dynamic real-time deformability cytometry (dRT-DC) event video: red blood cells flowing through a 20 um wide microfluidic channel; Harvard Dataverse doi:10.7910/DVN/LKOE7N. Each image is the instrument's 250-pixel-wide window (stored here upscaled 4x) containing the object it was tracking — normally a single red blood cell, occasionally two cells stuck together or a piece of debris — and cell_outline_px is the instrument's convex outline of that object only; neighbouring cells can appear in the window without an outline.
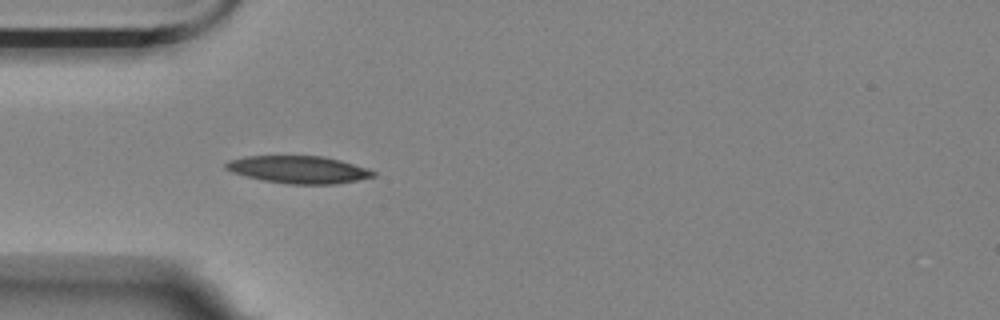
{"species": "Egyptian fruit bat (a non-hibernating species)", "species_latin": "Rousettus aegyptiacus", "temperature_condition": "room temperature", "stored_images_in_passage": 40, "camera_frame_rate_fps": 3000, "um_per_image_px": 0.085, "animal": {"sex": "female"}, "frame": {"image": 1, "passage_image": 1, "time_ms": 0.0, "image_size_px": [1000, 320], "cell_outline_px": [[376, 176], [336, 184], [288, 184], [264, 180], [232, 172], [224, 168], [224, 164], [228, 160], [244, 156], [324, 156], [340, 160], [368, 168], [376, 172]], "centroid_in_image_um": [25.38, 14.41], "position_along_channel_um": 59.6, "area_um2": 23.52}}
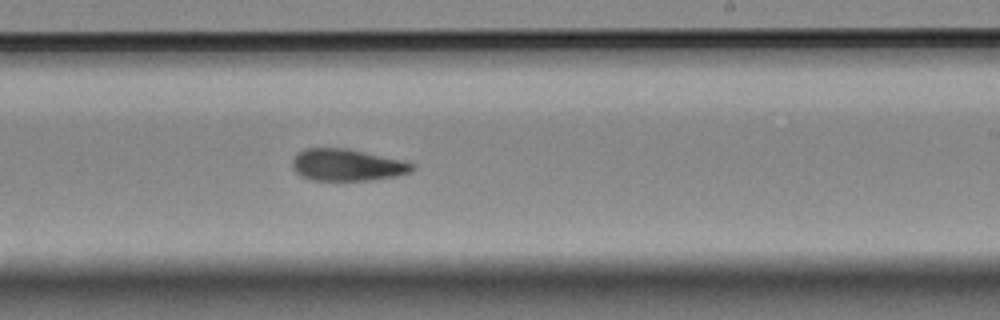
{"frame": {"image": 2, "passage_image": 18, "time_ms": 5.667, "image_size_px": [1000, 320], "cell_outline_px": [[416, 168], [408, 172], [396, 176], [368, 180], [312, 180], [300, 176], [292, 168], [292, 160], [296, 152], [304, 148], [348, 148], [400, 160], [412, 164]], "centroid_in_image_um": [29.42, 14.01], "position_along_channel_um": 259.6, "area_um2": 22.2}}
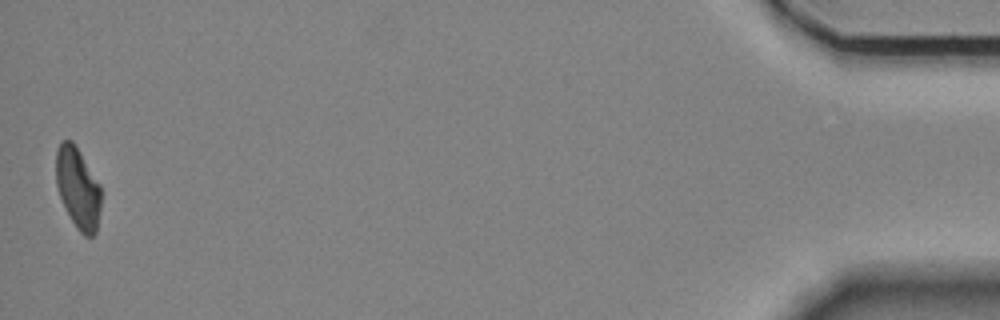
{"frame": {"image": 3, "passage_image": 40, "time_ms": 13.0, "image_size_px": [1000, 320], "cell_outline_px": [[100, 212], [96, 232], [92, 236], [84, 236], [76, 228], [60, 196], [56, 184], [56, 148], [60, 140], [72, 140], [80, 152], [100, 184]], "centroid_in_image_um": [6.62, 15.96], "position_along_channel_um": 428.6, "area_um2": 21.21}, "authors_computed_cell_mechanics": {"area_um2": 22.2819, "velocity_mm_per_s": 3.5533, "shape_relaxation_time_tau1_ms": null, "shape_relaxation_time_tau2_ms": 8.0975, "deformation_change_tau1": null, "deformation_change_tau2": 0.1746}}